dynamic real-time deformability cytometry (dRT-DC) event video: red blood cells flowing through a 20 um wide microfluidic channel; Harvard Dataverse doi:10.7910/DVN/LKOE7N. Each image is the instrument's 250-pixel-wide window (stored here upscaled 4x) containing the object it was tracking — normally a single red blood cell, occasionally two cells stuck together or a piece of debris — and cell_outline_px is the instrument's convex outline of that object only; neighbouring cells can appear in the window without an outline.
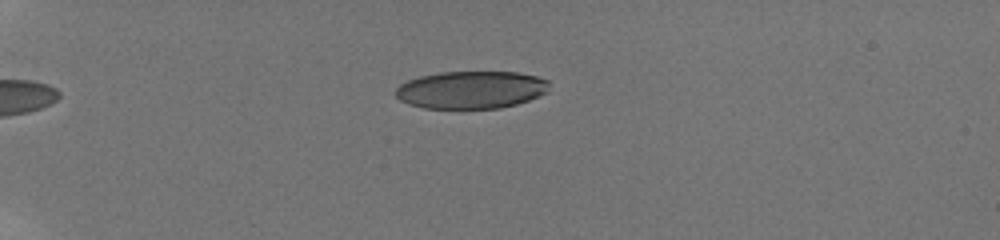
{"species": "human", "species_latin": "Homo sapiens", "temperature_condition": "room temperature", "stored_images_in_passage": 24, "camera_frame_rate_fps": 3000, "um_per_image_px": 0.085, "donor": {"sex": "male"}, "frame": {"image": 1, "passage_image": 11, "time_ms": 5.667, "image_size_px": [1000, 240], "cell_outline_px": [[548, 92], [528, 100], [516, 104], [500, 108], [424, 108], [408, 104], [400, 100], [392, 92], [400, 84], [408, 80], [420, 76], [440, 72], [516, 72], [536, 76], [548, 80]], "centroid_in_image_um": [40.01, 7.63], "position_along_channel_um": 45.0, "area_um2": 33.7}}
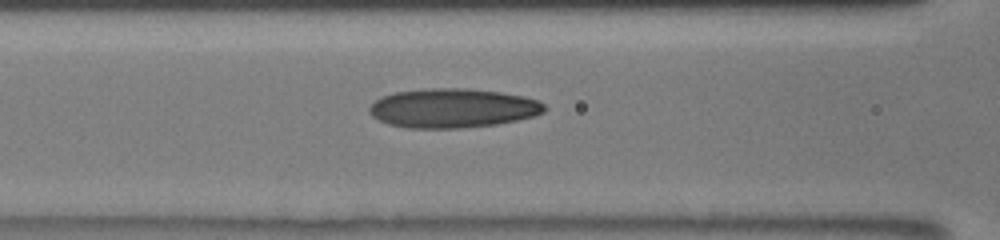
{"frame": {"image": 2, "passage_image": 19, "time_ms": 9.333, "image_size_px": [1000, 240], "cell_outline_px": [[548, 108], [544, 112], [532, 116], [516, 120], [496, 124], [460, 128], [408, 128], [388, 124], [372, 116], [368, 112], [368, 108], [376, 100], [392, 92], [424, 88], [468, 88], [500, 92], [524, 96], [540, 100]], "centroid_in_image_um": [38.48, 9.18], "position_along_channel_um": 128.1, "area_um2": 40.23}}
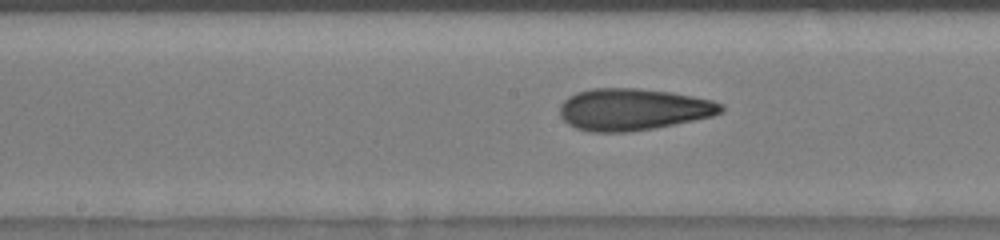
{"frame": {"image": 3, "passage_image": 23, "time_ms": 11.0, "image_size_px": [1000, 240], "cell_outline_px": [[724, 108], [720, 112], [712, 116], [652, 128], [628, 132], [592, 132], [576, 128], [568, 124], [560, 116], [560, 104], [568, 96], [576, 92], [592, 88], [640, 88], [672, 92], [712, 100], [724, 104]], "centroid_in_image_um": [53.77, 9.28], "position_along_channel_um": 194.4, "area_um2": 39.25}}